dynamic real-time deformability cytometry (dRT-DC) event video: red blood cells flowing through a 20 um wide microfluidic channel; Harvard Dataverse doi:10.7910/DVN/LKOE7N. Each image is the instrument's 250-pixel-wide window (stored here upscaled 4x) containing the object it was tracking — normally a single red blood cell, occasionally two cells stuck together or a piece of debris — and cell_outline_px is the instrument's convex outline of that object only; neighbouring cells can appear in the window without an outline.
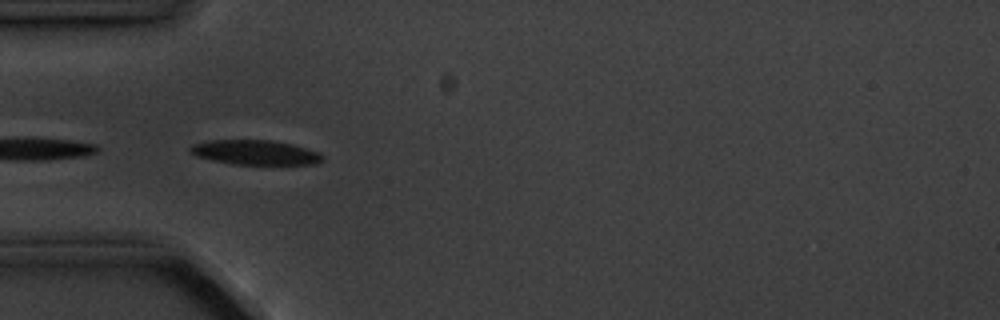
{"species": "common noctule bat (a hibernating species)", "species_latin": "Nyctalus noctula", "temperature_condition": "cold", "stored_images_in_passage": 5, "camera_frame_rate_fps": 3000, "um_per_image_px": 0.085, "animal": {"sex": "male", "body_mass_g": 20.1, "forearm_length_mm": 53.5}, "frame": {"image": 1, "passage_image": 5, "time_ms": 4.667, "image_size_px": [1000, 320], "cell_outline_px": [[324, 160], [316, 164], [232, 164], [212, 160], [196, 156], [188, 152], [188, 148], [192, 144], [212, 140], [272, 140], [292, 144], [320, 152], [324, 156]], "centroid_in_image_um": [21.69, 12.95], "position_along_channel_um": 63.3, "area_um2": 19.13}}